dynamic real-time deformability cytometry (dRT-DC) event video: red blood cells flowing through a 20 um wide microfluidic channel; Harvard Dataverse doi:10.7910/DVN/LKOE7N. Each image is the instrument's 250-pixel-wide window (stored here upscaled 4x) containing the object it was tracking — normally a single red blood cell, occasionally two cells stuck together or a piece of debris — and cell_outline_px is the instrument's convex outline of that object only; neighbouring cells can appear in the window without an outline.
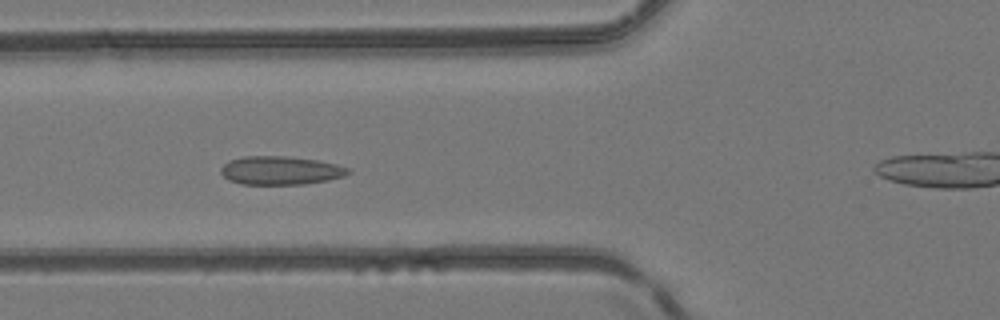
{"species": "common noctule bat (a hibernating species)", "species_latin": "Nyctalus noctula", "temperature_condition": "room temperature", "stored_images_in_passage": 4, "camera_frame_rate_fps": 3000, "um_per_image_px": 0.085, "animal": {"sex": "female", "body_mass_g": 24.6, "forearm_length_mm": 56.2}, "frame": {"image": 1, "passage_image": 4, "time_ms": 1.0, "image_size_px": [1000, 320], "cell_outline_px": [[352, 172], [344, 176], [328, 180], [304, 184], [240, 184], [228, 180], [220, 172], [220, 168], [228, 160], [244, 156], [288, 156], [316, 160], [336, 164], [352, 168]], "centroid_in_image_um": [23.85, 14.48], "position_along_channel_um": 101.9, "area_um2": 21.33}}